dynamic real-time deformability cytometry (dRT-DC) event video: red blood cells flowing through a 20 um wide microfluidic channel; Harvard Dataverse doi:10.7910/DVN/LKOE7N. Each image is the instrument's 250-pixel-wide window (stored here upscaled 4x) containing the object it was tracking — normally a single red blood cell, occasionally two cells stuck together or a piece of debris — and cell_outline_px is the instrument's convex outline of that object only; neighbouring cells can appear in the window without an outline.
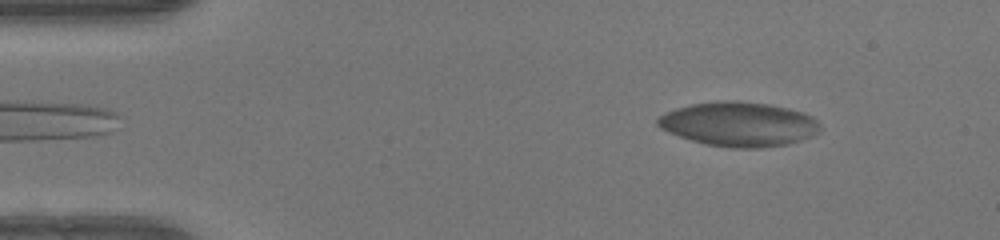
{"species": "human", "species_latin": "Homo sapiens", "temperature_condition": "warm", "stored_images_in_passage": 50, "camera_frame_rate_fps": 3000, "um_per_image_px": 0.085, "donor": {"sex": "female"}, "frame": {"image": 1, "passage_image": 4, "time_ms": 1.0, "image_size_px": [1000, 240], "cell_outline_px": [[820, 128], [816, 132], [788, 144], [760, 148], [732, 148], [708, 144], [692, 140], [680, 136], [660, 128], [656, 124], [656, 120], [660, 116], [668, 112], [692, 104], [724, 100], [728, 100], [768, 104], [800, 112], [812, 116], [820, 124]], "centroid_in_image_um": [62.78, 10.56], "position_along_channel_um": 22.2, "area_um2": 41.1}}
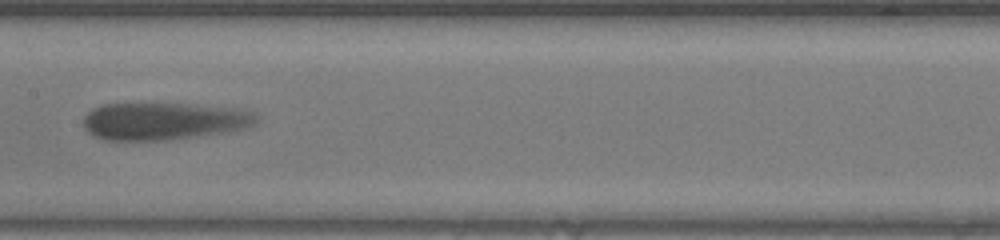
{"frame": {"image": 2, "passage_image": 24, "time_ms": 7.667, "image_size_px": [1000, 240], "cell_outline_px": [[256, 120], [252, 124], [240, 128], [220, 132], [164, 140], [104, 140], [92, 136], [84, 128], [84, 116], [92, 108], [104, 104], [184, 104], [236, 108], [252, 112], [256, 116]], "centroid_in_image_um": [13.79, 10.29], "position_along_channel_um": 193.6, "area_um2": 36.93}}
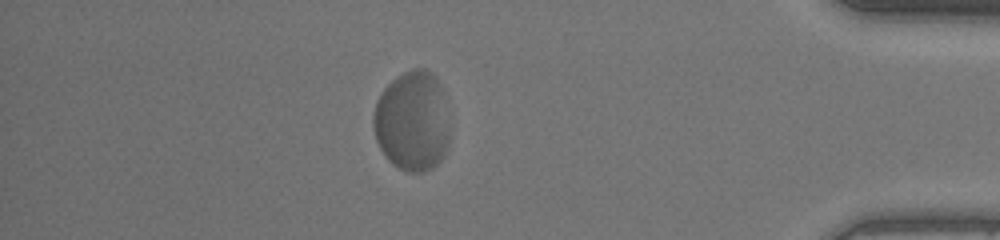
{"frame": {"image": 3, "passage_image": 43, "time_ms": 14.0, "image_size_px": [1000, 240], "cell_outline_px": [[448, 144], [444, 156], [432, 168], [424, 172], [408, 172], [392, 164], [388, 160], [380, 148], [376, 140], [372, 120], [376, 104], [384, 88], [396, 76], [412, 68], [424, 68], [432, 72], [444, 92], [448, 136]], "centroid_in_image_um": [35.03, 10.3], "position_along_channel_um": 400.2, "area_um2": 44.45}}